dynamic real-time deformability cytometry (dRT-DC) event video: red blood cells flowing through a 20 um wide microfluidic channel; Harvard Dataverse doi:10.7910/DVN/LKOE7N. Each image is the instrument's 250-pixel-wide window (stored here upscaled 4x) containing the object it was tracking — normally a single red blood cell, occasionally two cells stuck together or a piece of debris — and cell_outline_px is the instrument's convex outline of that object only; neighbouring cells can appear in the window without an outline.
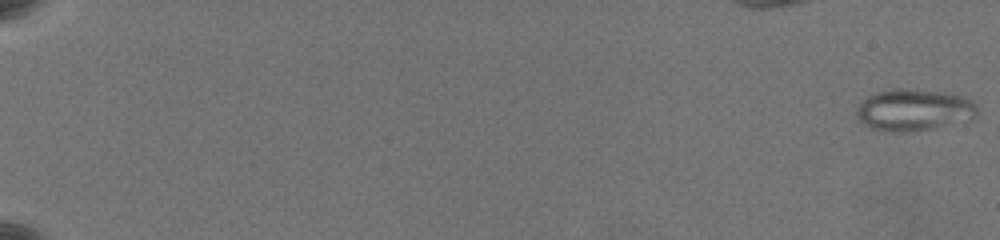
{"species": "common noctule bat (a hibernating species)", "species_latin": "Nyctalus noctula", "temperature_condition": "warm", "stored_images_in_passage": 65, "camera_frame_rate_fps": 3000, "um_per_image_px": 0.085, "animal": {"sex": "female", "body_mass_g": 19.5, "forearm_length_mm": 54.1}, "frame": {"image": 1, "passage_image": 1, "time_ms": 0.0, "image_size_px": [1000, 240], "cell_outline_px": [[976, 116], [972, 120], [932, 128], [900, 132], [892, 132], [872, 128], [864, 124], [860, 120], [856, 112], [856, 108], [868, 96], [876, 92], [892, 88], [896, 88], [948, 92], [964, 96], [972, 100], [976, 104]], "centroid_in_image_um": [77.72, 9.33], "position_along_channel_um": 7.3, "area_um2": 29.36}}
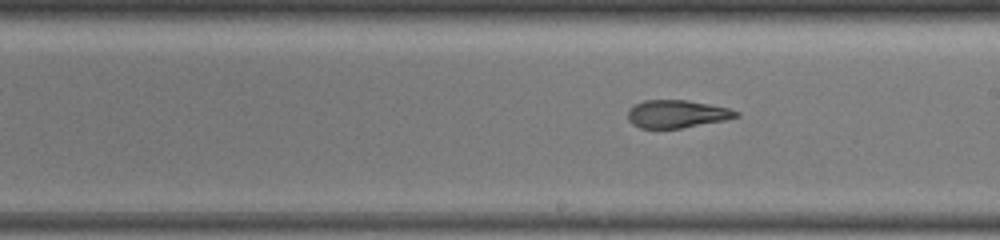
{"frame": {"image": 2, "passage_image": 41, "time_ms": 13.333, "image_size_px": [1000, 240], "cell_outline_px": [[740, 116], [724, 120], [680, 128], [640, 128], [632, 124], [628, 120], [628, 108], [644, 100], [688, 100], [728, 108], [740, 112]], "centroid_in_image_um": [57.51, 9.68], "position_along_channel_um": 231.5, "area_um2": 17.46}}
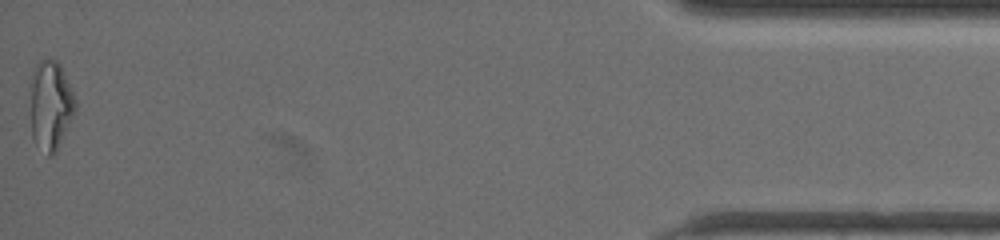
{"frame": {"image": 3, "passage_image": 65, "time_ms": 21.333, "image_size_px": [1000, 240], "cell_outline_px": [[76, 108], [56, 152], [52, 156], [48, 156], [36, 144], [32, 136], [32, 68], [44, 56], [56, 60], [60, 64], [72, 92], [76, 104]], "centroid_in_image_um": [4.29, 8.91], "position_along_channel_um": 430.9, "area_um2": 23.0}, "authors_computed_cell_mechanics": {"area_um2": 20.9814, "velocity_mm_per_s": 3.4532, "shape_relaxation_time_tau1_ms": null, "shape_relaxation_time_tau2_ms": 1.9778, "deformation_change_tau1": null, "deformation_change_tau2": 0.102}}